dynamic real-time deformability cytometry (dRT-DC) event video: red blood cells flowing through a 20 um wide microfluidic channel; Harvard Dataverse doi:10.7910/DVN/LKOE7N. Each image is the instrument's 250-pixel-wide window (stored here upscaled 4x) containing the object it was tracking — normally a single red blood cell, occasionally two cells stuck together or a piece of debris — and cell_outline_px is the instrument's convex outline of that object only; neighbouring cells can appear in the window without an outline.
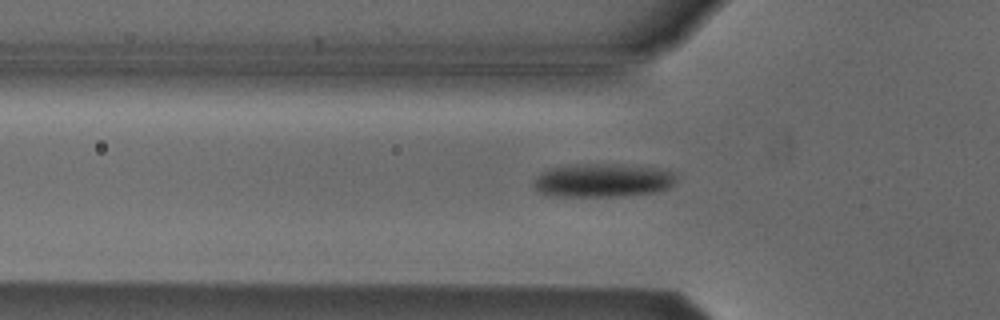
{"species": "Egyptian fruit bat (a non-hibernating species)", "species_latin": "Rousettus aegyptiacus", "temperature_condition": "cold", "stored_images_in_passage": 34, "camera_frame_rate_fps": 3000, "um_per_image_px": 0.085, "animal": {"sex": "male"}, "frame": {"image": 1, "passage_image": 3, "time_ms": 0.667, "image_size_px": [1000, 320], "cell_outline_px": [[676, 180], [672, 188], [656, 192], [616, 196], [544, 196], [532, 184], [532, 180], [536, 176], [548, 168], [572, 164], [616, 164], [656, 168], [672, 172], [676, 176]], "centroid_in_image_um": [51.19, 15.33], "position_along_channel_um": 74.6, "area_um2": 28.15}}
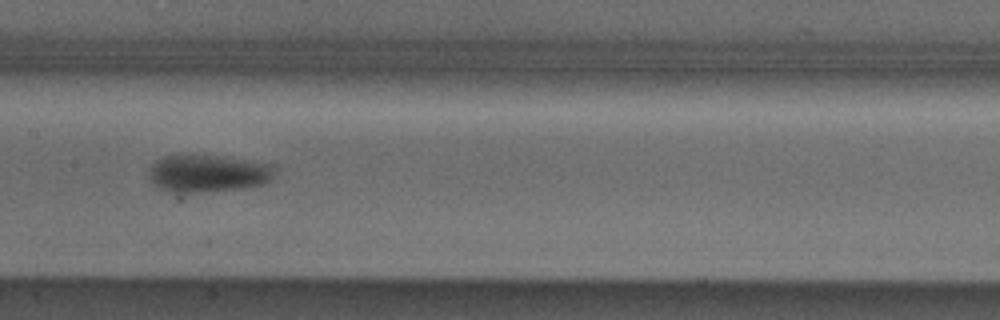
{"frame": {"image": 2, "passage_image": 12, "time_ms": 3.667, "image_size_px": [1000, 320], "cell_outline_px": [[280, 164], [272, 180], [264, 184], [244, 188], [200, 192], [172, 192], [156, 188], [148, 180], [148, 172], [156, 160], [164, 156], [216, 156]], "centroid_in_image_um": [17.74, 14.75], "position_along_channel_um": 189.7, "area_um2": 27.86}}
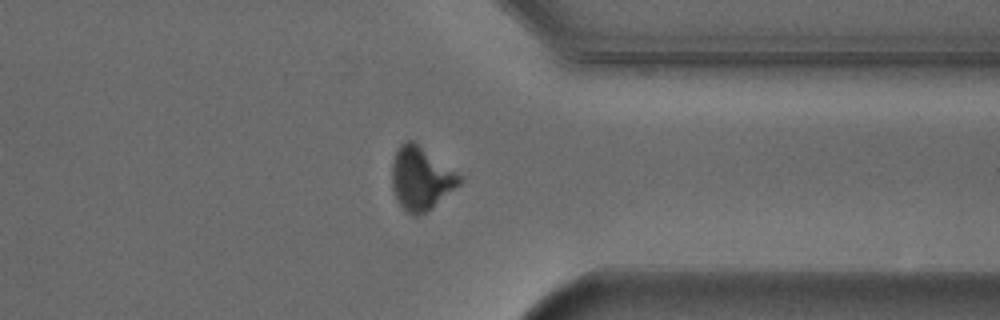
{"frame": {"image": 3, "passage_image": 27, "time_ms": 8.667, "image_size_px": [1000, 320], "cell_outline_px": [[464, 180], [460, 184], [424, 212], [416, 216], [412, 216], [400, 204], [392, 188], [392, 164], [396, 152], [400, 144], [408, 140], [412, 140], [464, 176]], "centroid_in_image_um": [35.79, 15.13], "position_along_channel_um": 375.6, "area_um2": 24.45}, "authors_computed_cell_mechanics": {"area_um2": 26.5302, "velocity_mm_per_s": 3.8282, "shape_relaxation_time_tau1_ms": 3.5882, "shape_relaxation_time_tau2_ms": null, "deformation_change_tau1": 0.1188, "deformation_change_tau2": null}}